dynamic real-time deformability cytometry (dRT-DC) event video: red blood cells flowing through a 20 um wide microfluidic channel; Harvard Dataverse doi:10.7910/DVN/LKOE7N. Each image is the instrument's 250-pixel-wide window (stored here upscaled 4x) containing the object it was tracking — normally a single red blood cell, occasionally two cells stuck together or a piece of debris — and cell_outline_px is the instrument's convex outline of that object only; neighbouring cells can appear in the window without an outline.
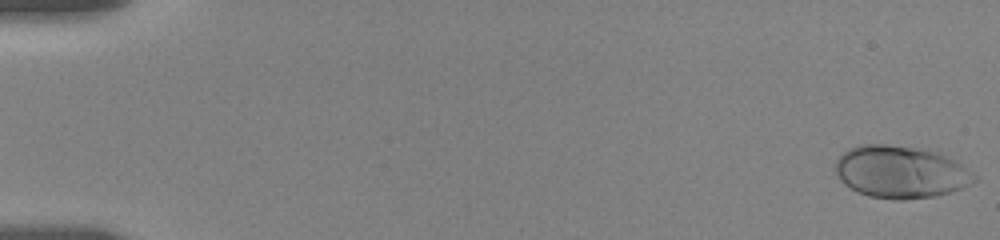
{"species": "human", "species_latin": "Homo sapiens", "temperature_condition": "room temperature", "stored_images_in_passage": 11, "camera_frame_rate_fps": 3000, "um_per_image_px": 0.085, "donor": {"sex": "female"}, "frame": {"image": 1, "passage_image": 1, "time_ms": 0.0, "image_size_px": [1000, 240], "cell_outline_px": [[980, 180], [960, 188], [936, 196], [904, 200], [892, 200], [868, 196], [844, 184], [836, 176], [836, 160], [848, 148], [860, 144], [884, 144], [940, 152], [956, 160], [980, 176]], "centroid_in_image_um": [76.6, 14.62], "position_along_channel_um": 8.4, "area_um2": 42.66}}
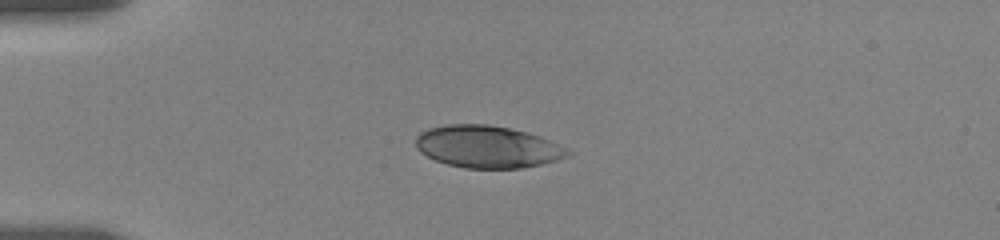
{"frame": {"image": 2, "passage_image": 8, "time_ms": 4.667, "image_size_px": [1000, 240], "cell_outline_px": [[572, 152], [568, 156], [556, 160], [540, 164], [520, 168], [464, 168], [448, 164], [436, 160], [420, 152], [416, 148], [416, 136], [420, 132], [428, 128], [448, 124], [488, 124], [528, 132], [540, 136]], "centroid_in_image_um": [41.39, 12.47], "position_along_channel_um": 43.6, "area_um2": 37.11}}
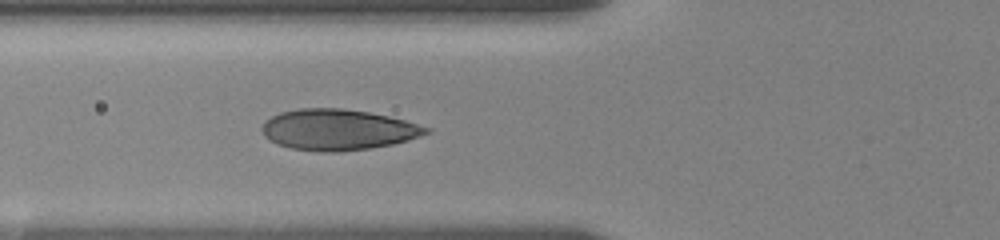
{"frame": {"image": 3, "passage_image": 11, "time_ms": 7.0, "image_size_px": [1000, 240], "cell_outline_px": [[432, 132], [408, 140], [392, 144], [372, 148], [336, 152], [320, 152], [292, 148], [276, 144], [264, 136], [260, 128], [264, 120], [280, 112], [300, 108], [340, 108], [368, 112], [388, 116], [404, 120], [432, 128]], "centroid_in_image_um": [28.71, 11.02], "position_along_channel_um": 97.1, "area_um2": 39.3}}